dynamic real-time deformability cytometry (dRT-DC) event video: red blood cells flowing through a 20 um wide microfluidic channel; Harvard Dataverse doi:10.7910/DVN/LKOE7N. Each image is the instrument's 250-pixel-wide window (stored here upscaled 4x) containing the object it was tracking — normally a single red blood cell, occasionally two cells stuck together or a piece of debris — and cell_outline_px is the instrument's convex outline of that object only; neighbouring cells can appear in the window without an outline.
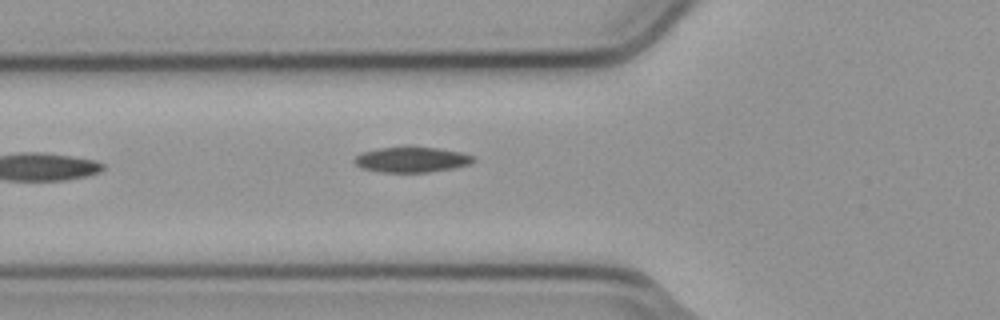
{"species": "common noctule bat (a hibernating species)", "species_latin": "Nyctalus noctula", "temperature_condition": "cold", "stored_images_in_passage": 5, "camera_frame_rate_fps": 3000, "um_per_image_px": 0.085, "animal": {"sex": "male", "body_mass_g": 23.1, "forearm_length_mm": 52.7}, "frame": {"image": 1, "passage_image": 5, "time_ms": 1.333, "image_size_px": [1000, 320], "cell_outline_px": [[476, 160], [472, 164], [452, 168], [428, 172], [380, 172], [364, 168], [356, 164], [352, 160], [360, 152], [376, 148], [440, 148], [460, 152], [476, 156]], "centroid_in_image_um": [35.02, 13.57], "position_along_channel_um": 90.8, "area_um2": 17.46}}